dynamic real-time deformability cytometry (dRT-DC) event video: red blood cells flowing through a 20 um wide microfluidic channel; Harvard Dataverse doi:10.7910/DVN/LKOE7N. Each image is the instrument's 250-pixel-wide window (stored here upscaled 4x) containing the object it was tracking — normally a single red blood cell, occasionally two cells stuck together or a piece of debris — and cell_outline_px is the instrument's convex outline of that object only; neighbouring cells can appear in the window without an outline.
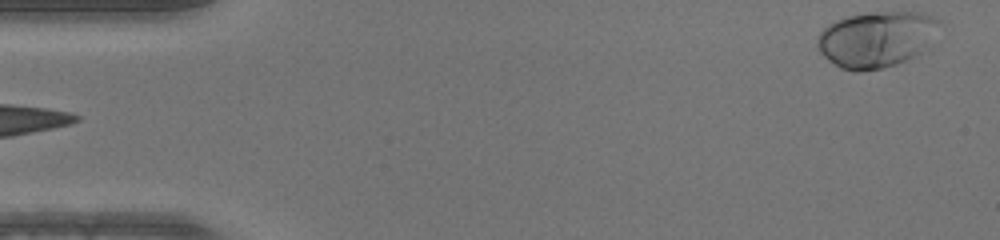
{"species": "human", "species_latin": "Homo sapiens", "temperature_condition": "warm", "stored_images_in_passage": 48, "camera_frame_rate_fps": 3000, "um_per_image_px": 0.085, "donor": {"sex": "male"}, "frame": {"image": 1, "passage_image": 1, "time_ms": 0.0, "image_size_px": [1000, 240], "cell_outline_px": [[940, 20], [920, 52], [896, 64], [884, 68], [860, 72], [856, 72], [840, 68], [828, 60], [820, 52], [816, 44], [816, 36], [828, 24], [836, 20], [848, 16], [868, 12], [920, 12], [932, 16]], "centroid_in_image_um": [74.37, 3.33], "position_along_channel_um": 10.6, "area_um2": 39.25}}
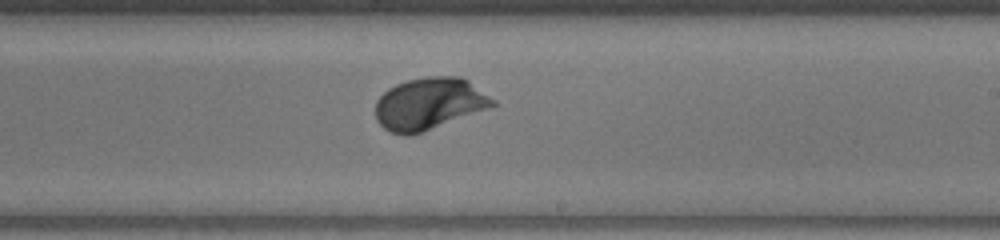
{"frame": {"image": 2, "passage_image": 28, "time_ms": 9.0, "image_size_px": [1000, 240], "cell_outline_px": [[496, 104], [492, 108], [424, 132], [412, 136], [404, 136], [388, 132], [376, 120], [376, 100], [388, 88], [396, 84], [408, 80], [428, 76], [460, 76], [468, 80], [496, 100]], "centroid_in_image_um": [36.5, 8.84], "position_along_channel_um": 252.5, "area_um2": 36.13}}
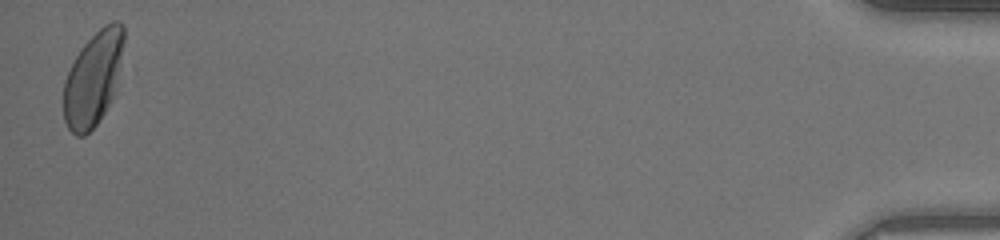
{"frame": {"image": 3, "passage_image": 48, "time_ms": 15.667, "image_size_px": [1000, 240], "cell_outline_px": [[124, 40], [112, 96], [104, 112], [96, 124], [84, 136], [76, 136], [68, 128], [64, 120], [64, 80], [76, 56], [84, 44], [104, 24], [112, 20], [116, 20], [124, 24]], "centroid_in_image_um": [7.89, 6.66], "position_along_channel_um": 427.3, "area_um2": 32.25}}